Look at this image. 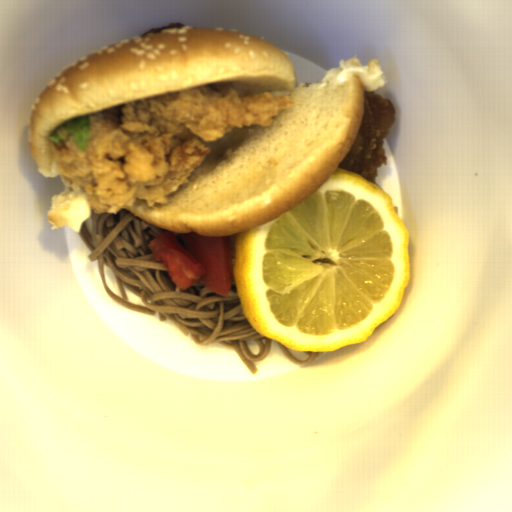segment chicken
<instances>
[{
    "instance_id": "obj_1",
    "label": "chicken",
    "mask_w": 512,
    "mask_h": 512,
    "mask_svg": "<svg viewBox=\"0 0 512 512\" xmlns=\"http://www.w3.org/2000/svg\"><path fill=\"white\" fill-rule=\"evenodd\" d=\"M395 111L387 98L373 91L364 93V119L352 148L337 168L376 184L378 171L388 164L384 143Z\"/></svg>"
}]
</instances>
